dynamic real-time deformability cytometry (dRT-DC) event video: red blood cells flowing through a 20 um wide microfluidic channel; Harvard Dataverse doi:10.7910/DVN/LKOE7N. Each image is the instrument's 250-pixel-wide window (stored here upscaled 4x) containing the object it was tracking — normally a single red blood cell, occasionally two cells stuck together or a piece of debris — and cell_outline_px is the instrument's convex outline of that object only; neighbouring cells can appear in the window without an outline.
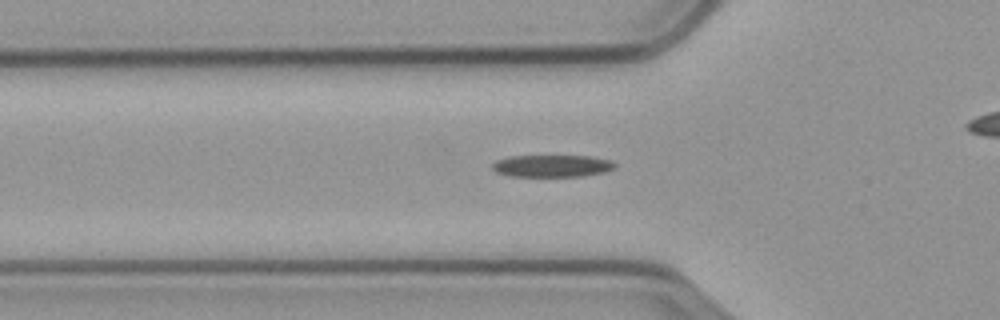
{"species": "common noctule bat (a hibernating species)", "species_latin": "Nyctalus noctula", "temperature_condition": "cold", "stored_images_in_passage": 43, "camera_frame_rate_fps": 3000, "um_per_image_px": 0.085, "animal": {"sex": "male", "body_mass_g": 23.1, "forearm_length_mm": 52.7}, "frame": {"image": 1, "passage_image": 15, "time_ms": 4.667, "image_size_px": [1000, 320], "cell_outline_px": [[616, 168], [604, 172], [584, 176], [508, 176], [496, 172], [492, 168], [492, 164], [496, 160], [508, 156], [588, 156], [612, 160], [616, 164]], "centroid_in_image_um": [46.93, 14.1], "position_along_channel_um": 78.9, "area_um2": 15.9}}
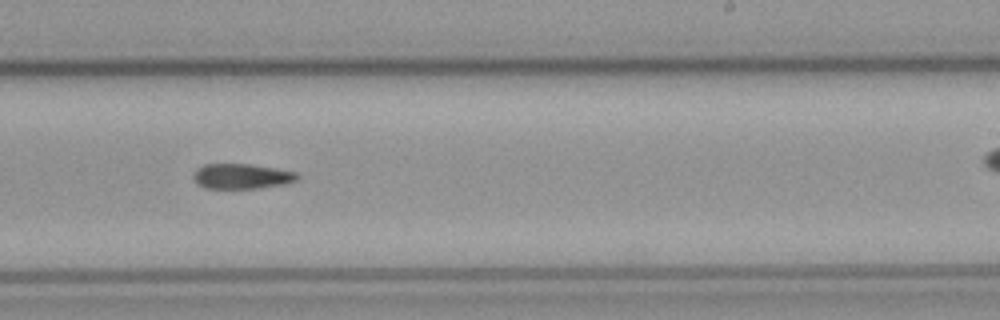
{"frame": {"image": 2, "passage_image": 31, "time_ms": 10.0, "image_size_px": [1000, 320], "cell_outline_px": [[300, 176], [296, 180], [284, 184], [256, 188], [208, 188], [200, 184], [196, 180], [196, 168], [204, 164], [248, 164], [276, 168], [296, 172]], "centroid_in_image_um": [20.6, 14.97], "position_along_channel_um": 268.4, "area_um2": 14.85}}
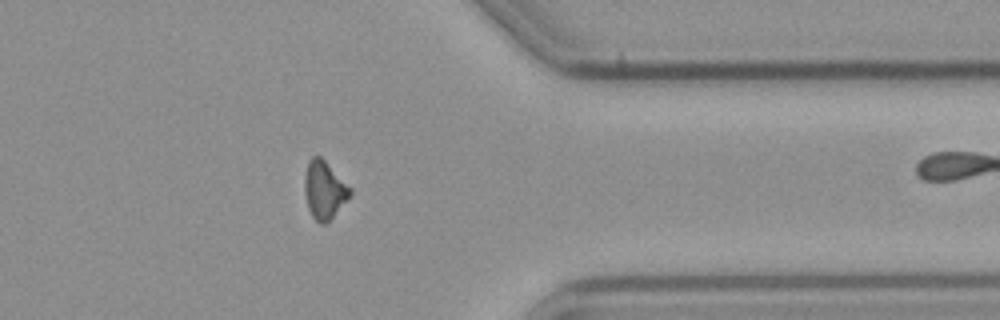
{"frame": {"image": 3, "passage_image": 42, "time_ms": 13.667, "image_size_px": [1000, 320], "cell_outline_px": [[352, 192], [332, 216], [324, 224], [320, 224], [312, 216], [308, 208], [304, 192], [304, 176], [308, 160], [312, 156], [320, 156], [352, 188]], "centroid_in_image_um": [27.53, 16.11], "position_along_channel_um": 383.9, "area_um2": 15.09}}